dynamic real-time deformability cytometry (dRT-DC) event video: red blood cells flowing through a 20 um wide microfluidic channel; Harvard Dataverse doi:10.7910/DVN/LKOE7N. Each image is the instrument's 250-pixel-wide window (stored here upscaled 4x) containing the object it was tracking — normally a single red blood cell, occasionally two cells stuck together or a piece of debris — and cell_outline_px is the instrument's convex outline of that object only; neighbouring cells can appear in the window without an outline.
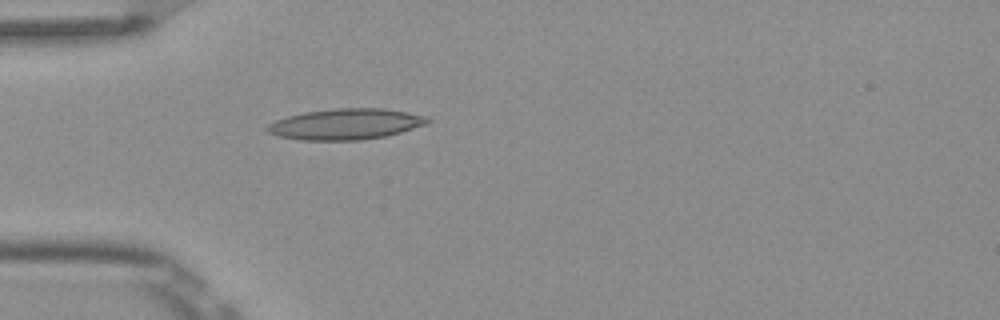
{"species": "Egyptian fruit bat (a non-hibernating species)", "species_latin": "Rousettus aegyptiacus", "temperature_condition": "room temperature", "stored_images_in_passage": 3, "camera_frame_rate_fps": 3000, "um_per_image_px": 0.085, "frame": {"image": 1, "passage_image": 3, "time_ms": 0.667, "image_size_px": [1000, 320], "cell_outline_px": [[432, 120], [428, 124], [388, 136], [360, 140], [300, 140], [276, 136], [268, 132], [264, 128], [268, 124], [276, 120], [288, 116], [304, 112], [336, 108], [384, 108], [408, 112], [428, 116]], "centroid_in_image_um": [29.41, 10.55], "position_along_channel_um": 55.6, "area_um2": 29.19}}